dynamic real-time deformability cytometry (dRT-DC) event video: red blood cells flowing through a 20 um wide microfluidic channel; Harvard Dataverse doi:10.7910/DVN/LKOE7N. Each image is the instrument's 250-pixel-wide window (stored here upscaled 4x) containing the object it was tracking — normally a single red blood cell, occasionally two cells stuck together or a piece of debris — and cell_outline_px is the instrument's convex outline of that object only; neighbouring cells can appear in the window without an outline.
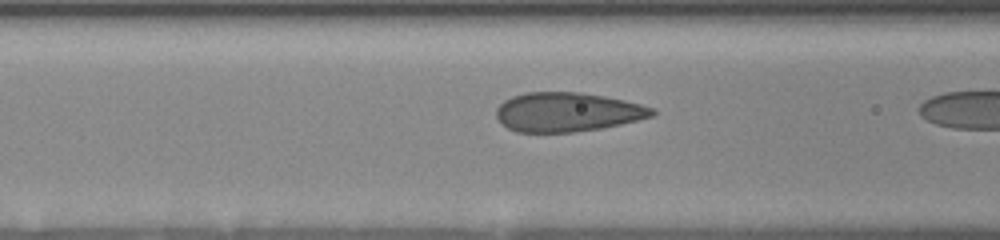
{"species": "human", "species_latin": "Homo sapiens", "temperature_condition": "room temperature", "stored_images_in_passage": 6, "camera_frame_rate_fps": 3000, "um_per_image_px": 0.085, "donor": {"sex": "female"}, "frame": {"image": 1, "passage_image": 5, "time_ms": 2.667, "image_size_px": [1000, 240], "cell_outline_px": [[656, 112], [652, 116], [620, 124], [600, 128], [572, 132], [516, 132], [508, 128], [496, 116], [496, 108], [504, 100], [512, 96], [524, 92], [580, 92], [604, 96], [624, 100], [656, 108]], "centroid_in_image_um": [48.21, 9.51], "position_along_channel_um": 118.4, "area_um2": 35.49}}